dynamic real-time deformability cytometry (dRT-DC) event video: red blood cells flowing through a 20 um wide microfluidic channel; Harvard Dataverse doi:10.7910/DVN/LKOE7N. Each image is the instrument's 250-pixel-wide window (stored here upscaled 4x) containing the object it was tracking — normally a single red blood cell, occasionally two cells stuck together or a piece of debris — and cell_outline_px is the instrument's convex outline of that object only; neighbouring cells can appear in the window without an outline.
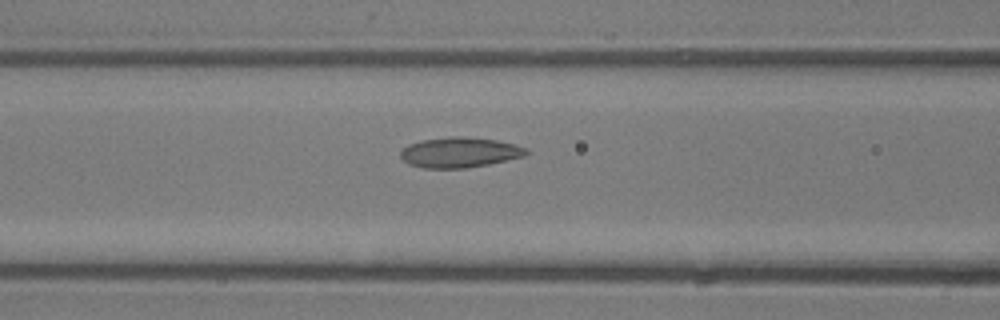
{"species": "common noctule bat (a hibernating species)", "species_latin": "Nyctalus noctula", "temperature_condition": "room temperature", "stored_images_in_passage": 34, "camera_frame_rate_fps": 3000, "um_per_image_px": 0.085, "animal": {"sex": "male", "body_mass_g": 13.3}, "frame": {"image": 1, "passage_image": 13, "time_ms": 4.0, "image_size_px": [1000, 320], "cell_outline_px": [[528, 152], [524, 156], [488, 164], [464, 168], [424, 168], [408, 164], [400, 156], [400, 152], [408, 144], [420, 140], [452, 136], [460, 136], [496, 140], [528, 148]], "centroid_in_image_um": [39.03, 12.95], "position_along_channel_um": 127.6, "area_um2": 22.02}}
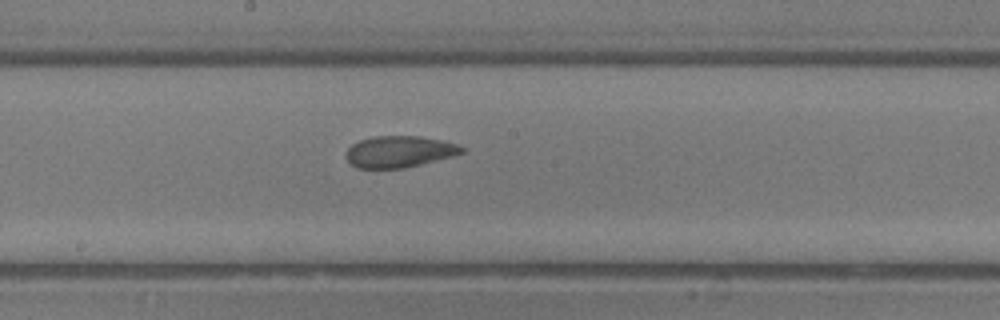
{"frame": {"image": 2, "passage_image": 19, "time_ms": 6.0, "image_size_px": [1000, 320], "cell_outline_px": [[464, 152], [452, 156], [404, 168], [356, 168], [344, 156], [348, 148], [352, 144], [360, 140], [372, 136], [420, 136], [444, 140], [456, 144], [464, 148]], "centroid_in_image_um": [33.92, 12.88], "position_along_channel_um": 214.3, "area_um2": 21.21}}
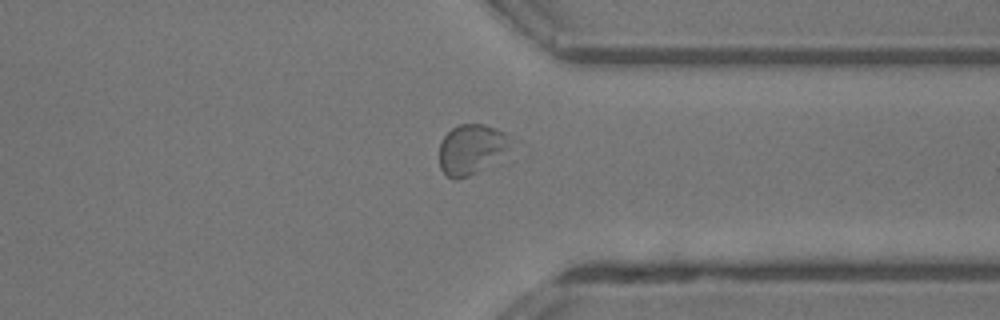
{"frame": {"image": 3, "passage_image": 30, "time_ms": 9.667, "image_size_px": [1000, 320], "cell_outline_px": [[516, 140], [500, 164], [468, 176], [456, 180], [452, 180], [440, 168], [440, 144], [444, 136], [452, 128], [460, 124], [484, 124], [496, 128], [512, 136]], "centroid_in_image_um": [40.2, 12.71], "position_along_channel_um": 371.2, "area_um2": 21.96}}